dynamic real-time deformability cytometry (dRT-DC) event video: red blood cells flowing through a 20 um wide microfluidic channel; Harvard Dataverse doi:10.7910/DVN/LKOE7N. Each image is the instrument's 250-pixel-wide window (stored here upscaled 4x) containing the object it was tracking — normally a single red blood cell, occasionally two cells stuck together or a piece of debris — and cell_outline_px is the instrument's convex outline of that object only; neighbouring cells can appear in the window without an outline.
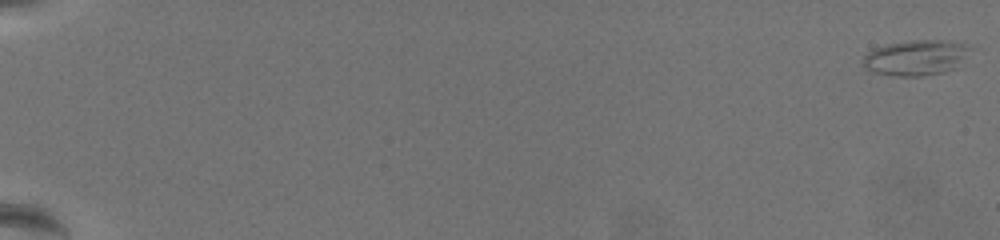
{"species": "common noctule bat (a hibernating species)", "species_latin": "Nyctalus noctula", "temperature_condition": "warm", "stored_images_in_passage": 37, "camera_frame_rate_fps": 3000, "um_per_image_px": 0.085, "animal": {"sex": "female", "body_mass_g": 19.5, "forearm_length_mm": 54.1}, "frame": {"image": 1, "passage_image": 1, "time_ms": 0.0, "image_size_px": [1000, 240], "cell_outline_px": [[972, 48], [952, 68], [944, 72], [924, 76], [892, 76], [872, 72], [864, 64], [864, 56], [872, 48], [888, 44], [912, 40], [948, 40], [964, 44]], "centroid_in_image_um": [77.8, 4.9], "position_along_channel_um": 7.2, "area_um2": 21.79}}
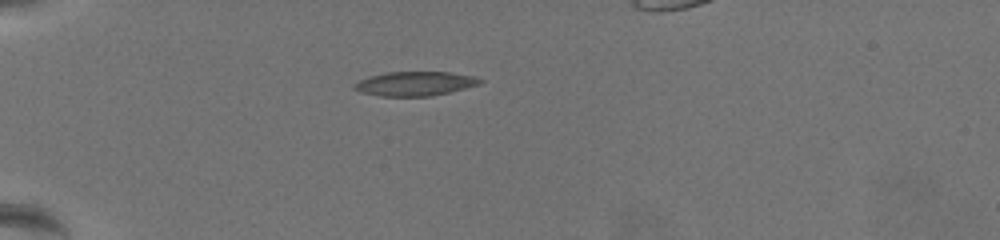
{"frame": {"image": 2, "passage_image": 22, "time_ms": 7.0, "image_size_px": [1000, 240], "cell_outline_px": [[484, 80], [480, 84], [432, 96], [380, 96], [360, 92], [352, 88], [352, 84], [368, 76], [388, 72], [448, 72], [476, 76]], "centroid_in_image_um": [35.25, 7.11], "position_along_channel_um": 49.8, "area_um2": 17.8}}
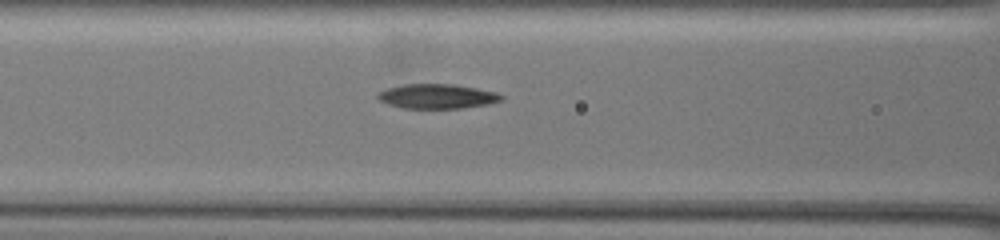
{"frame": {"image": 3, "passage_image": 32, "time_ms": 10.333, "image_size_px": [1000, 240], "cell_outline_px": [[504, 96], [500, 100], [484, 104], [460, 108], [404, 108], [388, 104], [380, 100], [376, 96], [380, 92], [388, 88], [404, 84], [452, 84], [476, 88], [496, 92]], "centroid_in_image_um": [37.13, 8.18], "position_along_channel_um": 129.5, "area_um2": 17.34}}